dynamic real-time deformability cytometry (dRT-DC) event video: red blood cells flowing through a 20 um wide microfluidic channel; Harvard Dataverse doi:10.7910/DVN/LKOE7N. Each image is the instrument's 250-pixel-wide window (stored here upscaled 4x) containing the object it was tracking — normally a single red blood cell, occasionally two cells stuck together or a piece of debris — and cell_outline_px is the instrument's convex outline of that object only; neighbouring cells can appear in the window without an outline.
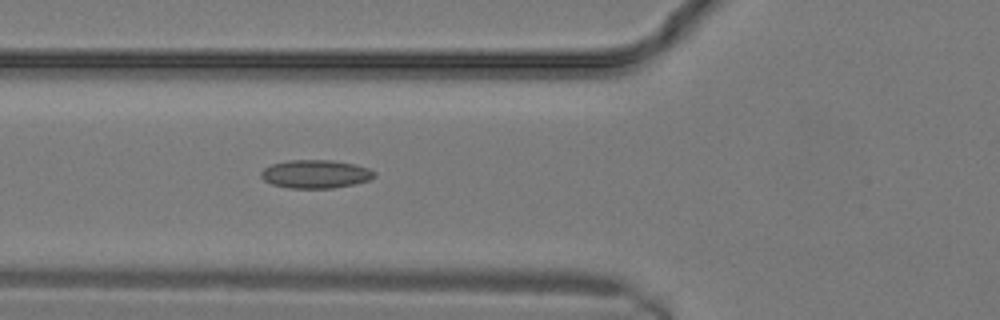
{"species": "common noctule bat (a hibernating species)", "species_latin": "Nyctalus noctula", "temperature_condition": "warm", "stored_images_in_passage": 10, "camera_frame_rate_fps": 3000, "um_per_image_px": 0.085, "animal": {"sex": "male", "body_mass_g": 19.2, "forearm_length_mm": 51.8}, "frame": {"image": 1, "passage_image": 10, "time_ms": 3.0, "image_size_px": [1000, 320], "cell_outline_px": [[376, 176], [368, 180], [352, 184], [332, 188], [288, 188], [272, 184], [264, 180], [260, 176], [260, 172], [264, 168], [272, 164], [288, 160], [332, 160], [352, 164], [368, 168], [376, 172]], "centroid_in_image_um": [26.79, 14.79], "position_along_channel_um": 99.0, "area_um2": 18.61}}